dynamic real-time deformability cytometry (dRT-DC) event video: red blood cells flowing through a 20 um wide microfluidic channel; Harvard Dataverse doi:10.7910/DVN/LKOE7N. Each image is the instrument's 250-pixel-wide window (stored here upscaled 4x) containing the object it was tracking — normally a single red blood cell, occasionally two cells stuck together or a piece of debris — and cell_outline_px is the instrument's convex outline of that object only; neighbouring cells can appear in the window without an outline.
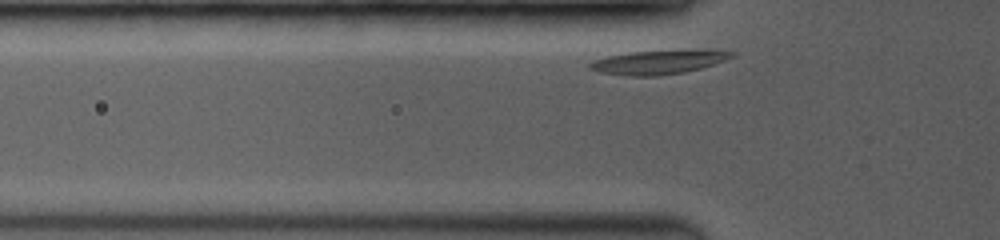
{"species": "common noctule bat (a hibernating species)", "species_latin": "Nyctalus noctula", "temperature_condition": "room temperature", "stored_images_in_passage": 43, "camera_frame_rate_fps": 3500, "um_per_image_px": 0.085, "animal": {"sex": "female", "body_mass_g": 19.0, "forearm_length_mm": 53.3}, "frame": {"image": 1, "passage_image": 2, "time_ms": 0.286, "image_size_px": [1000, 240], "cell_outline_px": [[736, 56], [700, 68], [684, 72], [656, 76], [632, 76], [600, 72], [588, 68], [588, 64], [592, 60], [608, 56], [628, 52], [736, 52]], "centroid_in_image_um": [55.8, 5.32], "position_along_channel_um": 70.0, "area_um2": 18.67}}
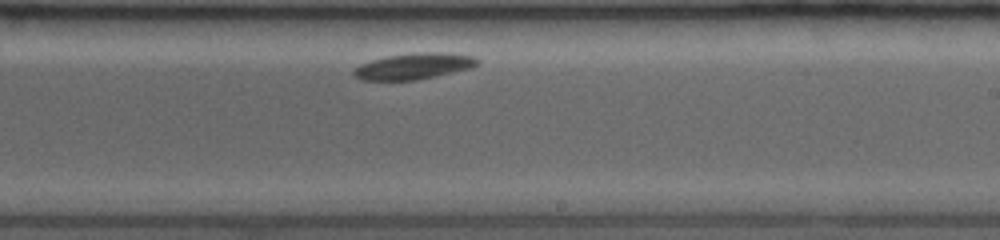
{"frame": {"image": 2, "passage_image": 25, "time_ms": 5.429, "image_size_px": [1000, 240], "cell_outline_px": [[480, 64], [472, 68], [436, 76], [416, 80], [360, 80], [352, 72], [360, 64], [384, 56], [416, 52], [448, 52], [472, 56], [480, 60]], "centroid_in_image_um": [35.22, 5.61], "position_along_channel_um": 253.8, "area_um2": 19.02}}
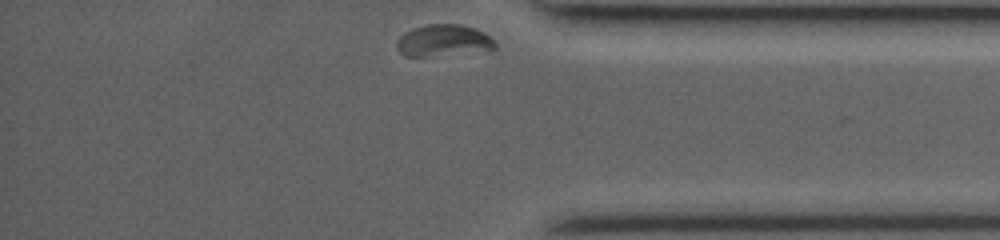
{"frame": {"image": 3, "passage_image": 43, "time_ms": 9.429, "image_size_px": [1000, 240], "cell_outline_px": [[496, 48], [488, 52], [424, 56], [404, 56], [396, 48], [396, 40], [404, 32], [428, 24], [460, 24], [476, 28], [484, 32], [496, 40]], "centroid_in_image_um": [37.76, 3.46], "position_along_channel_um": 397.4, "area_um2": 18.61}, "authors_computed_cell_mechanics": {"area_um2": 19.0162, "velocity_mm_per_s": 3.5908, "shape_relaxation_time_tau1_ms": 0.9395, "shape_relaxation_time_tau2_ms": null, "deformation_change_tau1": 0.0598, "deformation_change_tau2": null}}